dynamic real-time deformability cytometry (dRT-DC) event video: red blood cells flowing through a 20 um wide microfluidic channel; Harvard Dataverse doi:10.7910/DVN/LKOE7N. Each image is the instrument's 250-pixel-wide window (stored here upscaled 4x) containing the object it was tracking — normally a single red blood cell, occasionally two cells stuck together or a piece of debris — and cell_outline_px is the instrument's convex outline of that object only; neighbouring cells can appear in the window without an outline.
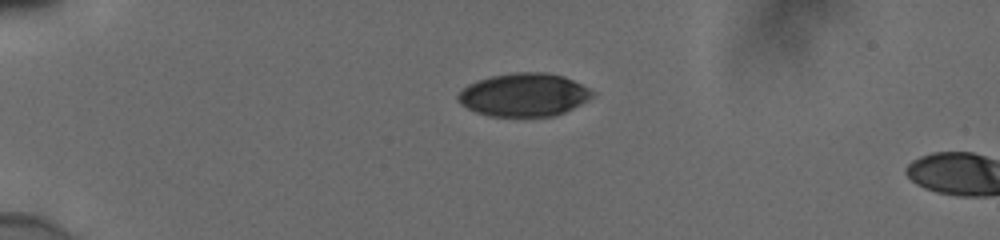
{"species": "human", "species_latin": "Homo sapiens", "temperature_condition": "cold", "stored_images_in_passage": 4, "camera_frame_rate_fps": 3000, "um_per_image_px": 0.085, "donor": {"sex": "male"}, "frame": {"image": 1, "passage_image": 1, "time_ms": 0.0, "image_size_px": [1000, 240], "cell_outline_px": [[596, 92], [588, 100], [556, 116], [488, 116], [476, 112], [460, 104], [456, 96], [468, 84], [476, 80], [492, 76], [516, 72], [548, 72], [564, 76]], "centroid_in_image_um": [44.53, 8.05], "position_along_channel_um": 40.5, "area_um2": 33.76}}